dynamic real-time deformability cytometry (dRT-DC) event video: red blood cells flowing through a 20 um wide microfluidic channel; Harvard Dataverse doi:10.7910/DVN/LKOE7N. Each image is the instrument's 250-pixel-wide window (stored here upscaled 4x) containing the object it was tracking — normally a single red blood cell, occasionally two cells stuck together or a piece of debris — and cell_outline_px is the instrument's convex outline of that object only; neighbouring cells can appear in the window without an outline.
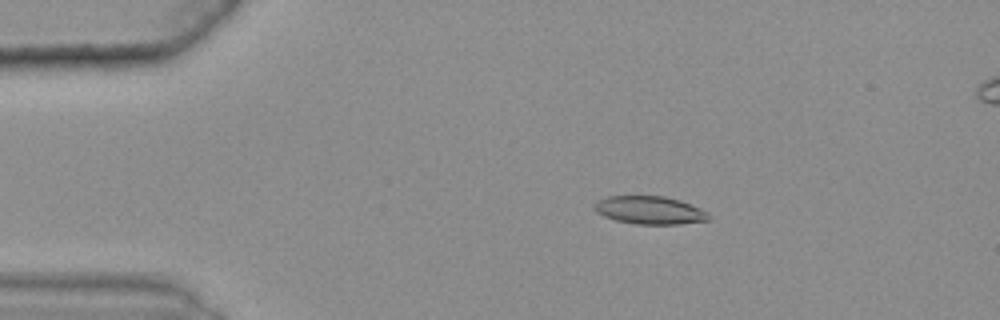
{"species": "common noctule bat (a hibernating species)", "species_latin": "Nyctalus noctula", "temperature_condition": "warm", "stored_images_in_passage": 48, "camera_frame_rate_fps": 3000, "um_per_image_px": 0.085, "animal": {"sex": "female", "body_mass_g": 25.1}, "frame": {"image": 1, "passage_image": 11, "time_ms": 3.333, "image_size_px": [1000, 320], "cell_outline_px": [[708, 220], [680, 224], [636, 224], [616, 220], [604, 216], [596, 212], [592, 208], [592, 204], [608, 196], [664, 196], [680, 200], [708, 212]], "centroid_in_image_um": [55.18, 17.86], "position_along_channel_um": 29.8, "area_um2": 18.55}}
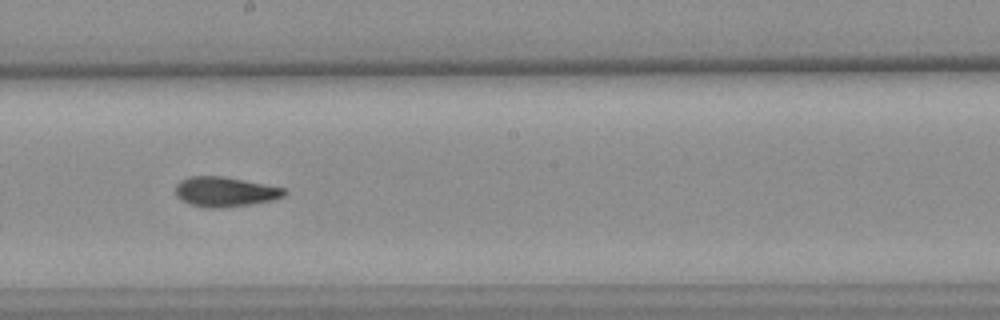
{"frame": {"image": 2, "passage_image": 32, "time_ms": 10.333, "image_size_px": [1000, 320], "cell_outline_px": [[288, 192], [284, 196], [272, 200], [252, 204], [216, 208], [208, 208], [192, 204], [180, 200], [176, 196], [176, 184], [180, 180], [188, 176], [224, 176], [288, 188]], "centroid_in_image_um": [19.16, 16.28], "position_along_channel_um": 229.0, "area_um2": 19.13}}
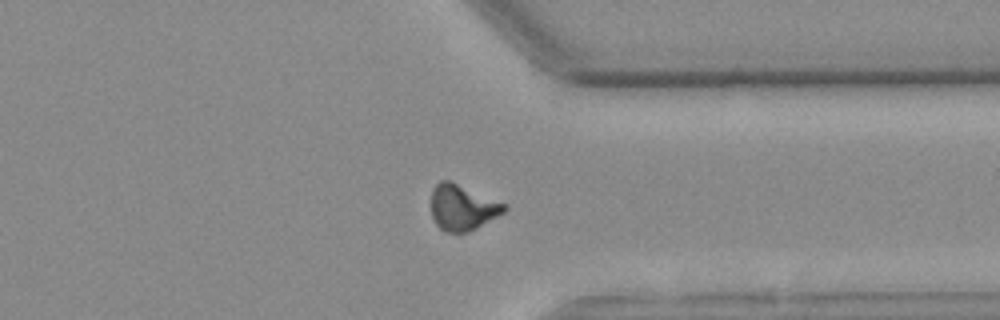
{"frame": {"image": 3, "passage_image": 44, "time_ms": 14.333, "image_size_px": [1000, 320], "cell_outline_px": [[508, 208], [504, 212], [476, 228], [468, 232], [444, 232], [436, 224], [432, 216], [432, 188], [440, 180], [452, 180], [508, 204]], "centroid_in_image_um": [39.32, 17.6], "position_along_channel_um": 372.1, "area_um2": 19.71}, "authors_computed_cell_mechanics": {"area_um2": 18.8717, "velocity_mm_per_s": 3.6232, "shape_relaxation_time_tau1_ms": null, "shape_relaxation_time_tau2_ms": 3.0063, "deformation_change_tau1": null, "deformation_change_tau2": 0.105}}